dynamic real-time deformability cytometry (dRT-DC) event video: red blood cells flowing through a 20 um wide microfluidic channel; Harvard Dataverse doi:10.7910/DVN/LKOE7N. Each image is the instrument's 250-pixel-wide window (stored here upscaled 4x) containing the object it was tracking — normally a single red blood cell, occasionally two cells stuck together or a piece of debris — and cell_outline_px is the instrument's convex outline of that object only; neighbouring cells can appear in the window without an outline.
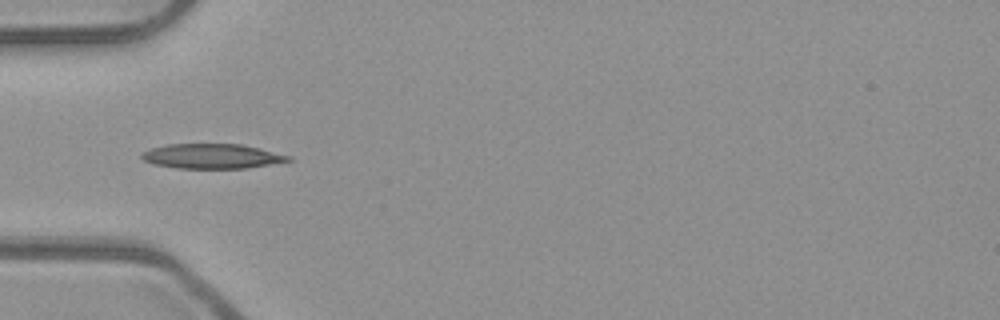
{"species": "common noctule bat (a hibernating species)", "species_latin": "Nyctalus noctula", "temperature_condition": "room temperature", "stored_images_in_passage": 13, "camera_frame_rate_fps": 3000, "um_per_image_px": 0.085, "animal": {"sex": "male", "body_mass_g": 23.1, "forearm_length_mm": 52.7}, "frame": {"image": 1, "passage_image": 1, "time_ms": 0.0, "image_size_px": [1000, 320], "cell_outline_px": [[292, 160], [248, 168], [176, 168], [152, 164], [144, 160], [140, 156], [144, 152], [152, 148], [168, 144], [240, 144], [292, 156]], "centroid_in_image_um": [18.01, 13.28], "position_along_channel_um": 67.0, "area_um2": 20.98}}
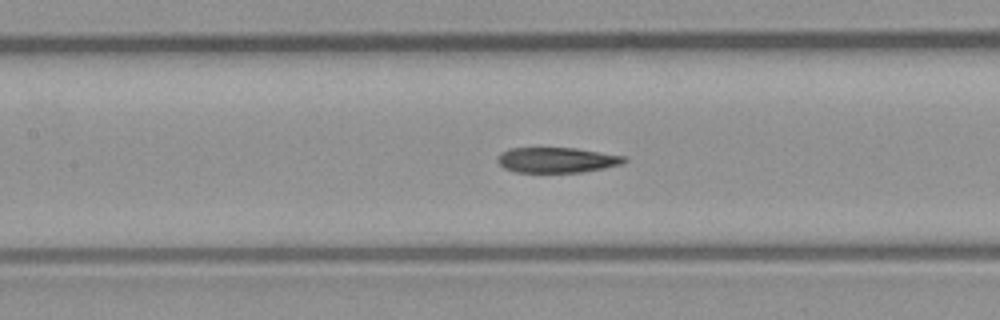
{"frame": {"image": 2, "passage_image": 8, "time_ms": 2.333, "image_size_px": [1000, 320], "cell_outline_px": [[628, 160], [620, 164], [604, 168], [584, 172], [516, 172], [504, 168], [496, 160], [496, 156], [500, 152], [512, 148], [576, 148], [624, 156]], "centroid_in_image_um": [47.3, 13.6], "position_along_channel_um": 160.1, "area_um2": 18.67}}
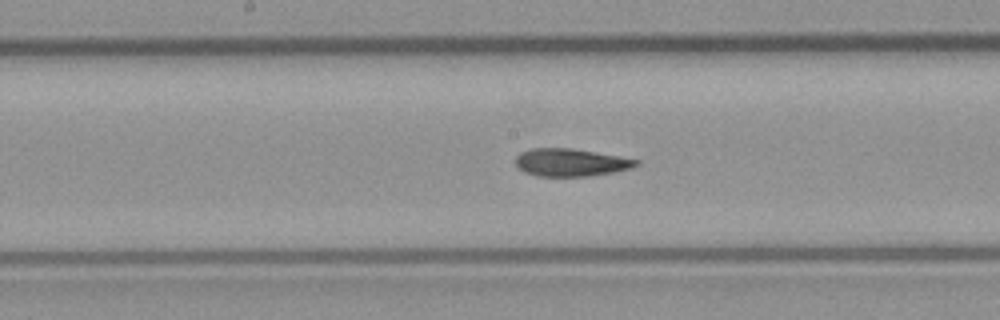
{"frame": {"image": 3, "passage_image": 11, "time_ms": 3.333, "image_size_px": [1000, 320], "cell_outline_px": [[640, 164], [632, 168], [612, 172], [588, 176], [540, 176], [524, 172], [516, 164], [516, 156], [520, 152], [532, 148], [572, 148], [640, 160]], "centroid_in_image_um": [48.52, 13.8], "position_along_channel_um": 199.7, "area_um2": 19.31}}